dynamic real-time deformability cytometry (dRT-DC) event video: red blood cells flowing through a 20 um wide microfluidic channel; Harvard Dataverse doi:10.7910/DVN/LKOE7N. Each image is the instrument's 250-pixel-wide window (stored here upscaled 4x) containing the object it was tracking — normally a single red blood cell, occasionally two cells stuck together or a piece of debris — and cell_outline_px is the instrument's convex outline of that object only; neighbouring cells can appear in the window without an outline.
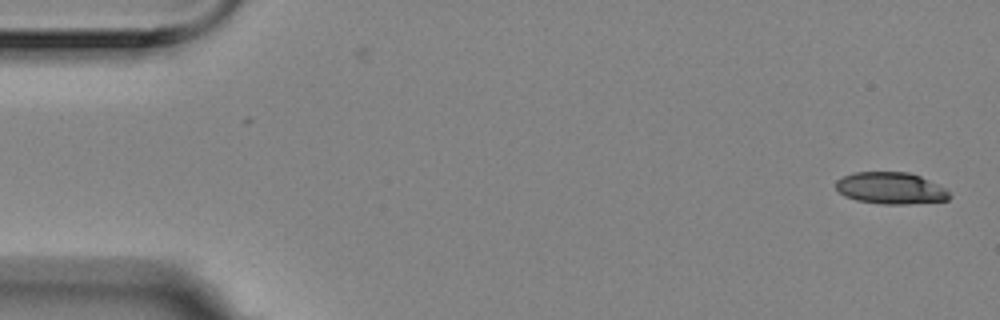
{"species": "Egyptian fruit bat (a non-hibernating species)", "species_latin": "Rousettus aegyptiacus", "temperature_condition": "room temperature", "stored_images_in_passage": 5, "camera_frame_rate_fps": 3000, "um_per_image_px": 0.085, "animal": {"sex": "female"}, "frame": {"image": 1, "passage_image": 1, "time_ms": 0.0, "image_size_px": [1000, 320], "cell_outline_px": [[952, 196], [948, 200], [908, 204], [880, 204], [856, 200], [844, 196], [836, 188], [836, 180], [844, 176], [856, 172], [908, 172], [920, 176], [944, 188]], "centroid_in_image_um": [75.7, 16.0], "position_along_channel_um": 9.3, "area_um2": 20.92}}
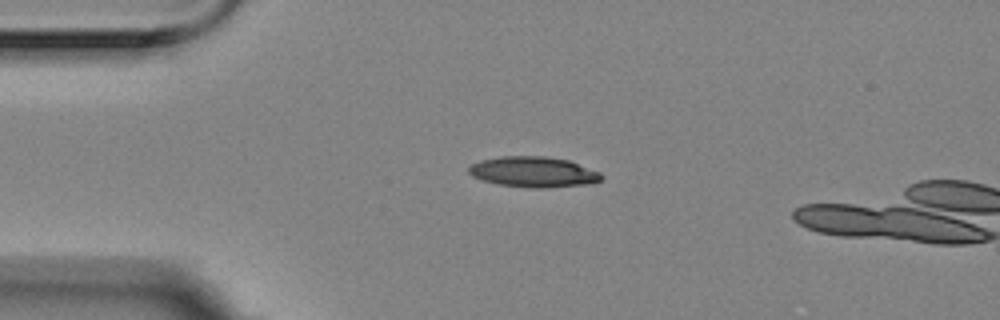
{"frame": {"image": 2, "passage_image": 4, "time_ms": 1.0, "image_size_px": [1000, 320], "cell_outline_px": [[604, 176], [600, 180], [592, 184], [540, 188], [536, 188], [500, 184], [484, 180], [472, 176], [468, 172], [468, 168], [472, 164], [480, 160], [500, 156], [544, 156], [568, 160], [600, 172]], "centroid_in_image_um": [45.36, 14.61], "position_along_channel_um": 39.6, "area_um2": 23.47}}